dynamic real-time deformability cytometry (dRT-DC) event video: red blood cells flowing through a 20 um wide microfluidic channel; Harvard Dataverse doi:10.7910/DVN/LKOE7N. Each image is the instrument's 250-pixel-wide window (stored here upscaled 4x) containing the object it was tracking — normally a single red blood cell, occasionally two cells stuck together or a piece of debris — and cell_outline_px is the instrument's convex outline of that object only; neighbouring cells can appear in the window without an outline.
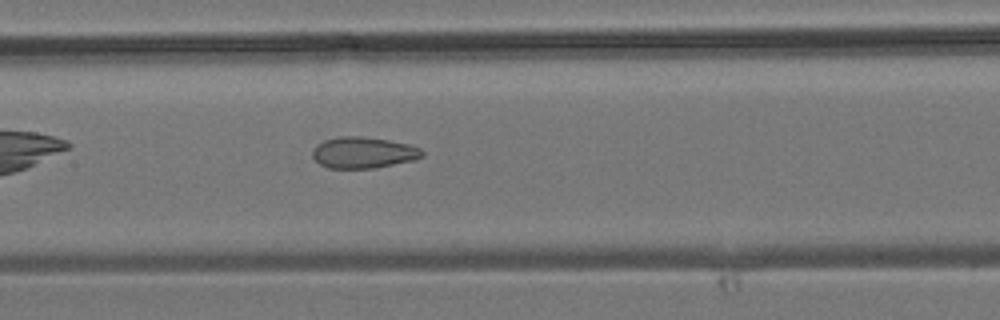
{"species": "common noctule bat (a hibernating species)", "species_latin": "Nyctalus noctula", "temperature_condition": "room temperature", "stored_images_in_passage": 33, "camera_frame_rate_fps": 3000, "um_per_image_px": 0.085, "animal": {"sex": "male", "body_mass_g": 19.2, "forearm_length_mm": 51.8}, "frame": {"image": 1, "passage_image": 10, "time_ms": 3.0, "image_size_px": [1000, 320], "cell_outline_px": [[424, 156], [416, 160], [376, 168], [328, 168], [320, 164], [312, 156], [312, 152], [316, 144], [324, 140], [340, 136], [360, 136], [388, 140], [408, 144], [420, 148], [424, 152]], "centroid_in_image_um": [30.9, 12.97], "position_along_channel_um": 176.5, "area_um2": 20.11}}
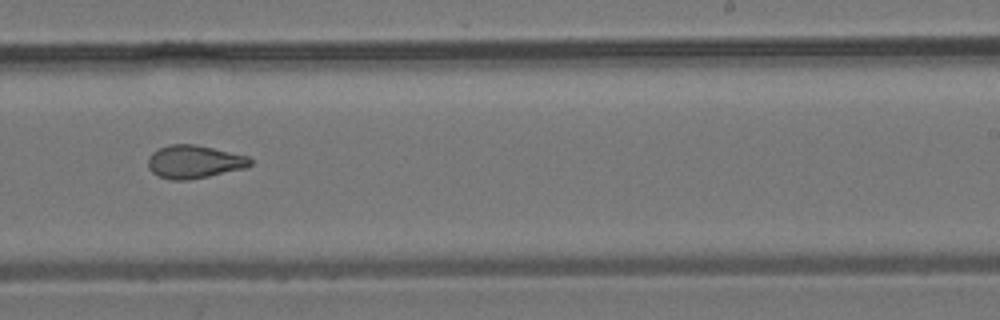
{"frame": {"image": 2, "passage_image": 16, "time_ms": 5.0, "image_size_px": [1000, 320], "cell_outline_px": [[252, 164], [248, 168], [188, 180], [168, 180], [152, 172], [148, 168], [148, 156], [152, 152], [168, 144], [196, 144], [248, 156], [252, 160]], "centroid_in_image_um": [16.51, 13.75], "position_along_channel_um": 272.5, "area_um2": 19.88}}
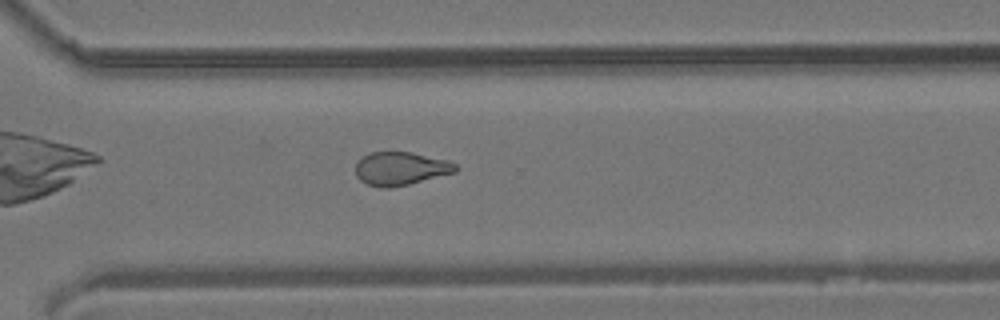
{"frame": {"image": 3, "passage_image": 20, "time_ms": 6.333, "image_size_px": [1000, 320], "cell_outline_px": [[460, 168], [456, 172], [408, 184], [388, 188], [384, 188], [368, 184], [360, 180], [356, 176], [356, 164], [364, 156], [372, 152], [412, 152], [448, 160], [456, 164]], "centroid_in_image_um": [34.09, 14.32], "position_along_channel_um": 336.5, "area_um2": 19.31}}